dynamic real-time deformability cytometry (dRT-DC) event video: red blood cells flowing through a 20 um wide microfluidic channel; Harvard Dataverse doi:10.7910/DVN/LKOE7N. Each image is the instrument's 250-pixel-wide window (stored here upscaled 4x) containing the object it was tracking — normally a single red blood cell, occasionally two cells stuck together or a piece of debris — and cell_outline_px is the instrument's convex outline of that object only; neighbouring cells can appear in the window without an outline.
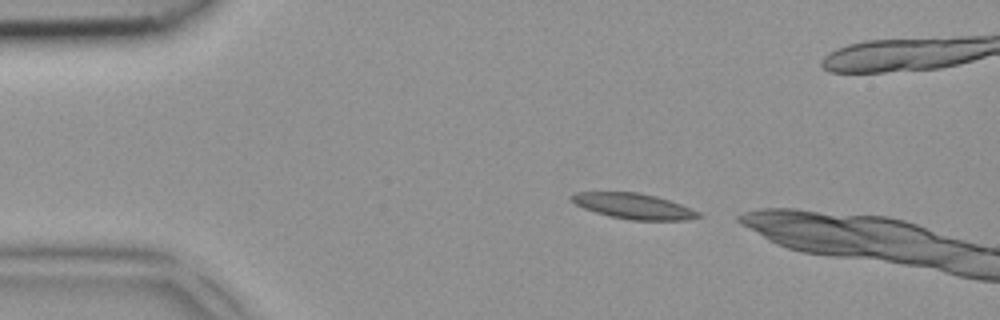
{"species": "common noctule bat (a hibernating species)", "species_latin": "Nyctalus noctula", "temperature_condition": "room temperature", "stored_images_in_passage": 2, "camera_frame_rate_fps": 3000, "um_per_image_px": 0.085, "animal": {"sex": "female", "body_mass_g": 18.4}, "frame": {"image": 1, "passage_image": 1, "time_ms": 0.0, "image_size_px": [1000, 320], "cell_outline_px": [[704, 216], [688, 220], [632, 220], [608, 216], [584, 208], [576, 204], [568, 196], [576, 192], [636, 192], [656, 196], [692, 208], [700, 212]], "centroid_in_image_um": [53.89, 17.52], "position_along_channel_um": 31.1, "area_um2": 18.9}}